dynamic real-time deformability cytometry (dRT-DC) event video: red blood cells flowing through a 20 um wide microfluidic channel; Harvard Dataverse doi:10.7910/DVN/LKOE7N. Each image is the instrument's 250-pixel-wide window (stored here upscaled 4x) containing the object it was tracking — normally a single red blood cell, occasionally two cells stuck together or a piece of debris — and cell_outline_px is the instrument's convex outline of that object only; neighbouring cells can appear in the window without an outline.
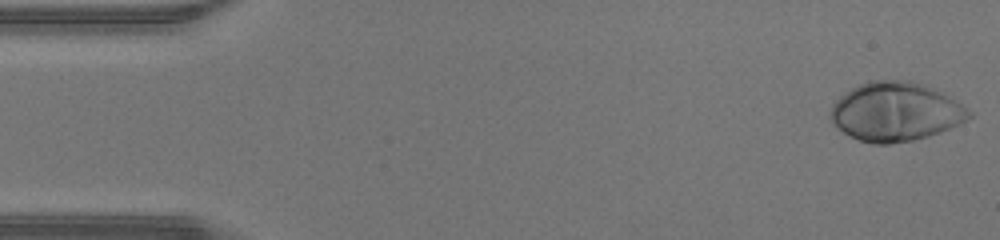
{"species": "human", "species_latin": "Homo sapiens", "temperature_condition": "warm", "stored_images_in_passage": 47, "camera_frame_rate_fps": 3000, "um_per_image_px": 0.085, "donor": {"sex": "male"}, "frame": {"image": 1, "passage_image": 1, "time_ms": 0.0, "image_size_px": [1000, 240], "cell_outline_px": [[972, 116], [940, 132], [928, 136], [912, 140], [888, 144], [872, 144], [860, 140], [844, 132], [828, 116], [828, 112], [832, 104], [840, 96], [852, 88], [868, 80], [912, 80], [932, 88], [956, 100], [972, 112]], "centroid_in_image_um": [76.1, 9.48], "position_along_channel_um": 8.9, "area_um2": 47.16}}
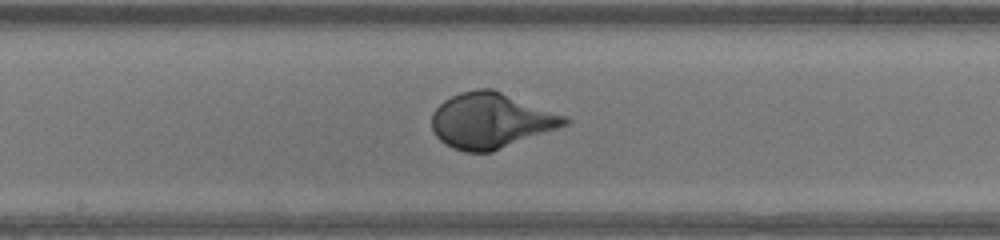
{"frame": {"image": 2, "passage_image": 24, "time_ms": 7.667, "image_size_px": [1000, 240], "cell_outline_px": [[572, 120], [568, 124], [492, 152], [464, 152], [452, 148], [444, 144], [432, 132], [432, 112], [444, 100], [460, 92], [476, 88], [492, 88], [564, 116]], "centroid_in_image_um": [41.67, 10.26], "position_along_channel_um": 206.5, "area_um2": 42.71}}
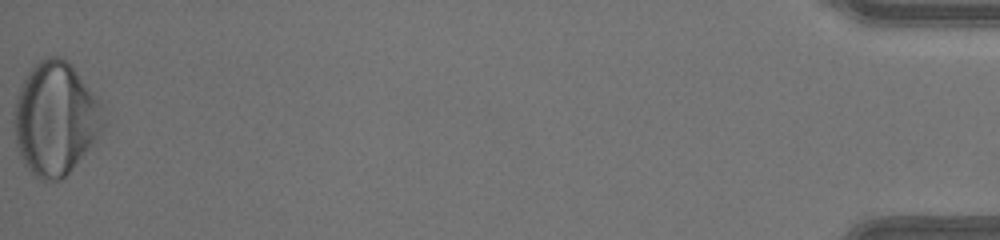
{"frame": {"image": 3, "passage_image": 47, "time_ms": 15.333, "image_size_px": [1000, 240], "cell_outline_px": [[104, 124], [100, 132], [64, 180], [40, 180], [24, 164], [20, 156], [16, 144], [12, 120], [16, 96], [20, 84], [28, 72], [40, 60], [52, 56], [60, 56], [68, 60], [72, 64], [104, 104]], "centroid_in_image_um": [4.7, 10.06], "position_along_channel_um": 430.5, "area_um2": 59.36}, "authors_computed_cell_mechanics": {"area_um2": 43.1766, "velocity_mm_per_s": 4.3442, "shape_relaxation_time_tau1_ms": 2.3452, "shape_relaxation_time_tau2_ms": null, "deformation_change_tau1": 0.1837, "deformation_change_tau2": null}}